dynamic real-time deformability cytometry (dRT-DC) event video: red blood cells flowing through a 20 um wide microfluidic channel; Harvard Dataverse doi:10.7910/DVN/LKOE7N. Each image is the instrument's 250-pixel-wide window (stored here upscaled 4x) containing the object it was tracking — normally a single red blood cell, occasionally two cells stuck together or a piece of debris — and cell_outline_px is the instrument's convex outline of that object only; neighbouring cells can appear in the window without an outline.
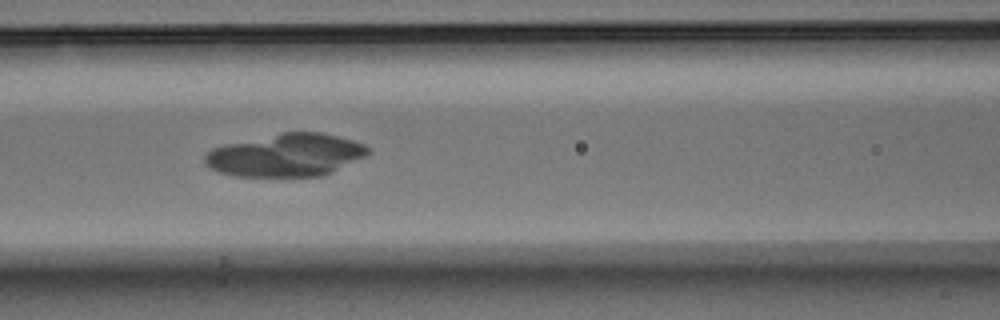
{"species": "Egyptian fruit bat (a non-hibernating species)", "species_latin": "Rousettus aegyptiacus", "temperature_condition": "warm", "stored_images_in_passage": 36, "camera_frame_rate_fps": 3000, "um_per_image_px": 0.085, "animal": {"sex": "male"}, "frame": {"image": 1, "passage_image": 7, "time_ms": 2.0, "image_size_px": [1000, 320], "cell_outline_px": [[368, 152], [364, 156], [324, 176], [232, 176], [208, 168], [204, 164], [204, 156], [212, 148], [224, 144], [280, 132], [320, 132], [352, 140], [364, 144], [368, 148]], "centroid_in_image_um": [24.24, 13.18], "position_along_channel_um": 142.4, "area_um2": 40.63}}
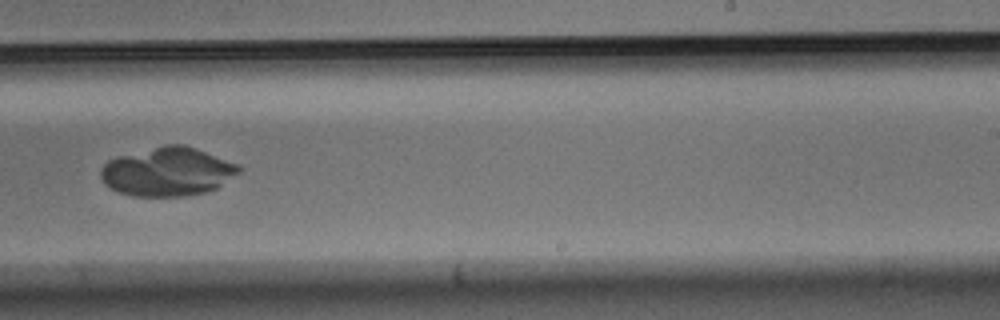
{"frame": {"image": 2, "passage_image": 17, "time_ms": 5.333, "image_size_px": [1000, 320], "cell_outline_px": [[240, 172], [216, 188], [204, 192], [184, 196], [132, 196], [116, 192], [104, 184], [100, 176], [100, 168], [108, 160], [116, 156], [164, 144], [184, 144], [240, 164]], "centroid_in_image_um": [14.2, 14.58], "position_along_channel_um": 274.8, "area_um2": 39.54}}
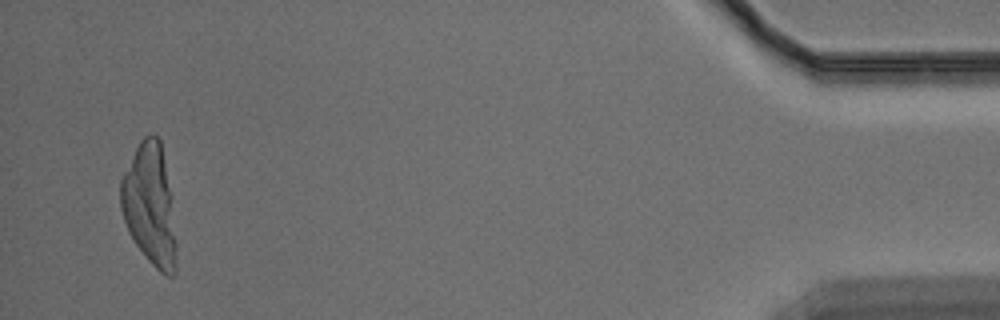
{"frame": {"image": 3, "passage_image": 34, "time_ms": 11.0, "image_size_px": [1000, 320], "cell_outline_px": [[176, 272], [172, 276], [168, 276], [160, 272], [148, 260], [136, 244], [128, 232], [120, 208], [120, 180], [140, 140], [144, 136], [152, 132], [160, 140], [172, 196], [176, 244]], "centroid_in_image_um": [12.74, 17.42], "position_along_channel_um": 422.5, "area_um2": 39.48}}